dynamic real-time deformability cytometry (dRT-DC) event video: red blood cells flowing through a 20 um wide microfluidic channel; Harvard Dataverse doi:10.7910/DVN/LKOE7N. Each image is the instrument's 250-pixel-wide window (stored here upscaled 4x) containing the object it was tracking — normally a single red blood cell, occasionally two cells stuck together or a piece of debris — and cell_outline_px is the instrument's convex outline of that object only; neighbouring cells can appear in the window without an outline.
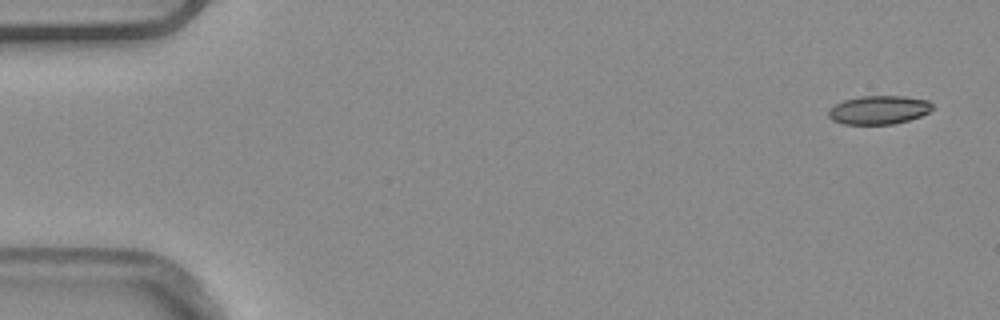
{"species": "common noctule bat (a hibernating species)", "species_latin": "Nyctalus noctula", "temperature_condition": "warm", "stored_images_in_passage": 5, "segment_of_instrument_passage": [1, 2], "camera_frame_rate_fps": 3000, "um_per_image_px": 0.085, "animal": {"sex": "male", "body_mass_g": 20.4}, "frame": {"image": 1, "passage_image": 1, "time_ms": 0.0, "image_size_px": [1000, 320], "cell_outline_px": [[932, 108], [928, 112], [920, 116], [908, 120], [892, 124], [844, 124], [832, 120], [828, 116], [828, 108], [844, 100], [860, 96], [904, 96], [928, 100], [932, 104]], "centroid_in_image_um": [74.67, 9.34], "position_along_channel_um": 10.3, "area_um2": 17.28}}